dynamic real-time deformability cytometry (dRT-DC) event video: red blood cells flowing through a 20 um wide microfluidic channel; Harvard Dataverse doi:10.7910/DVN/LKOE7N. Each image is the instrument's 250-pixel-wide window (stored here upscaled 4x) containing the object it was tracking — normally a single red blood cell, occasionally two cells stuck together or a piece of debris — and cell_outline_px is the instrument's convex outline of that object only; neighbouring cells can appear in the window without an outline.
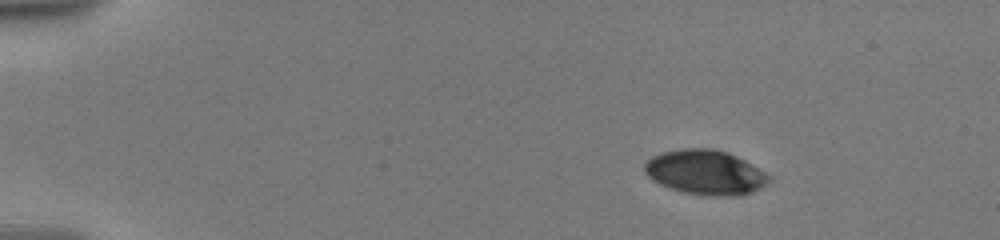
{"species": "human", "species_latin": "Homo sapiens", "temperature_condition": "warm", "stored_images_in_passage": 24, "camera_frame_rate_fps": 3000, "um_per_image_px": 0.085, "donor": {"sex": "male"}, "frame": {"image": 1, "passage_image": 16, "time_ms": 3.0, "image_size_px": [1000, 240], "cell_outline_px": [[772, 180], [768, 184], [752, 192], [740, 196], [704, 196], [684, 192], [660, 184], [652, 180], [644, 172], [644, 164], [652, 156], [660, 152], [680, 148], [712, 148], [728, 152], [760, 168], [772, 176]], "centroid_in_image_um": [59.99, 14.65], "position_along_channel_um": 25.0, "area_um2": 32.83}}